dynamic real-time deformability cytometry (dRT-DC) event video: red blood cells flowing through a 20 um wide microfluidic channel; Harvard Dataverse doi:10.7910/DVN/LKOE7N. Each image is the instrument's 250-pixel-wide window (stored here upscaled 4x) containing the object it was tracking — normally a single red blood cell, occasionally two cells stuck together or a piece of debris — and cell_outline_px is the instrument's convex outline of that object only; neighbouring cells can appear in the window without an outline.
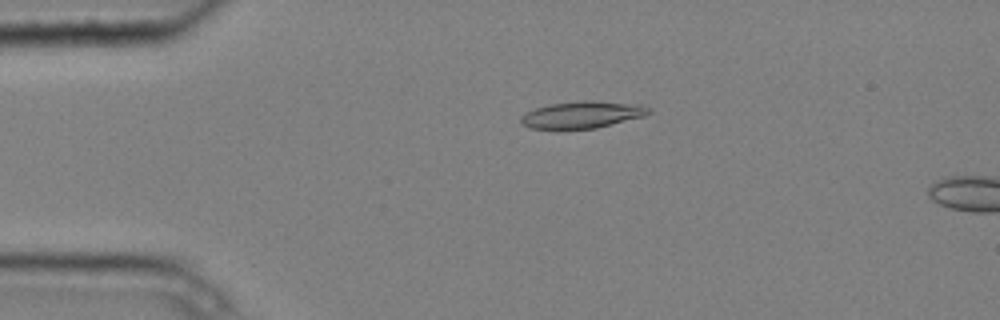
{"species": "common noctule bat (a hibernating species)", "species_latin": "Nyctalus noctula", "temperature_condition": "cold", "stored_images_in_passage": 5, "camera_frame_rate_fps": 3000, "um_per_image_px": 0.085, "animal": {"sex": "male", "body_mass_g": 20.4}, "frame": {"image": 1, "passage_image": 4, "time_ms": 1.0, "image_size_px": [1000, 320], "cell_outline_px": [[652, 112], [644, 116], [596, 128], [556, 132], [532, 128], [524, 124], [520, 120], [520, 116], [524, 112], [548, 104], [584, 100], [592, 100], [640, 104], [648, 108]], "centroid_in_image_um": [49.42, 9.78], "position_along_channel_um": 35.6, "area_um2": 20.81}}